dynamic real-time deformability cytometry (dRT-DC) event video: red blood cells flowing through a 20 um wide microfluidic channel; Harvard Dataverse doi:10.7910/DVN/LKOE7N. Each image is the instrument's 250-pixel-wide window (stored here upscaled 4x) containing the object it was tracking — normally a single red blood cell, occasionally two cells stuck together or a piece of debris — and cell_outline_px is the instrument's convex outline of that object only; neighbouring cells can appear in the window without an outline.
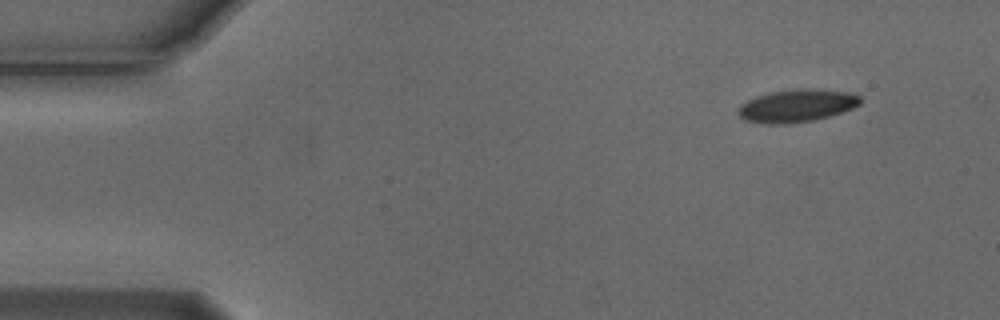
{"species": "Egyptian fruit bat (a non-hibernating species)", "species_latin": "Rousettus aegyptiacus", "temperature_condition": "cold", "stored_images_in_passage": 5, "segment_of_instrument_passage": [2, 2], "camera_frame_rate_fps": 3000, "um_per_image_px": 0.085, "animal": {"sex": "male"}, "frame": {"image": 1, "passage_image": 5, "time_ms": 1.333, "image_size_px": [1000, 320], "cell_outline_px": [[860, 104], [852, 108], [828, 116], [812, 120], [784, 124], [768, 124], [744, 120], [736, 112], [736, 108], [740, 104], [756, 96], [768, 92], [800, 88], [848, 92], [860, 96]], "centroid_in_image_um": [67.65, 8.98], "position_along_channel_um": 17.3, "area_um2": 23.12}}